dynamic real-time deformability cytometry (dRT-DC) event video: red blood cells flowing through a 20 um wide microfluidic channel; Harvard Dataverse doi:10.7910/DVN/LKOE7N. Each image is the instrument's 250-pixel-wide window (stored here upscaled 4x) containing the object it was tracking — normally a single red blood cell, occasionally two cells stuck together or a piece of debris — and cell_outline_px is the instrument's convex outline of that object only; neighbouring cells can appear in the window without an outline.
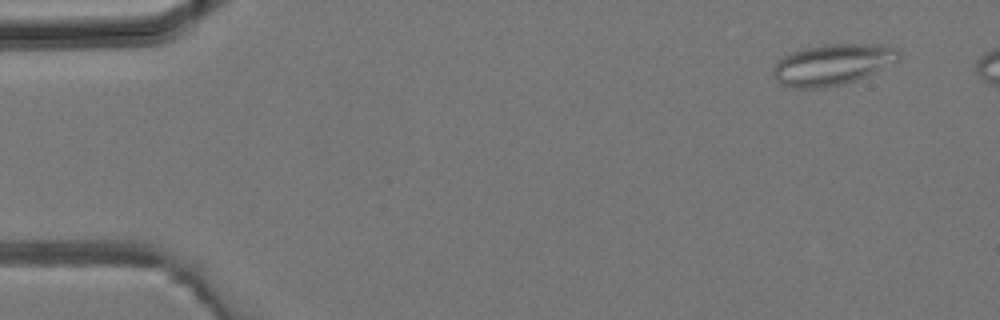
{"species": "common noctule bat (a hibernating species)", "species_latin": "Nyctalus noctula", "temperature_condition": "room temperature", "stored_images_in_passage": 7, "camera_frame_rate_fps": 3000, "um_per_image_px": 0.085, "animal": {"sex": "male", "body_mass_g": 19.2, "forearm_length_mm": 51.8}, "frame": {"image": 1, "passage_image": 3, "time_ms": 0.667, "image_size_px": [1000, 320], "cell_outline_px": [[900, 60], [856, 80], [844, 84], [820, 88], [792, 88], [780, 84], [776, 80], [772, 72], [776, 60], [792, 52], [804, 48], [824, 44], [880, 44], [896, 48], [900, 52]], "centroid_in_image_um": [70.74, 5.48], "position_along_channel_um": 14.3, "area_um2": 30.17}}